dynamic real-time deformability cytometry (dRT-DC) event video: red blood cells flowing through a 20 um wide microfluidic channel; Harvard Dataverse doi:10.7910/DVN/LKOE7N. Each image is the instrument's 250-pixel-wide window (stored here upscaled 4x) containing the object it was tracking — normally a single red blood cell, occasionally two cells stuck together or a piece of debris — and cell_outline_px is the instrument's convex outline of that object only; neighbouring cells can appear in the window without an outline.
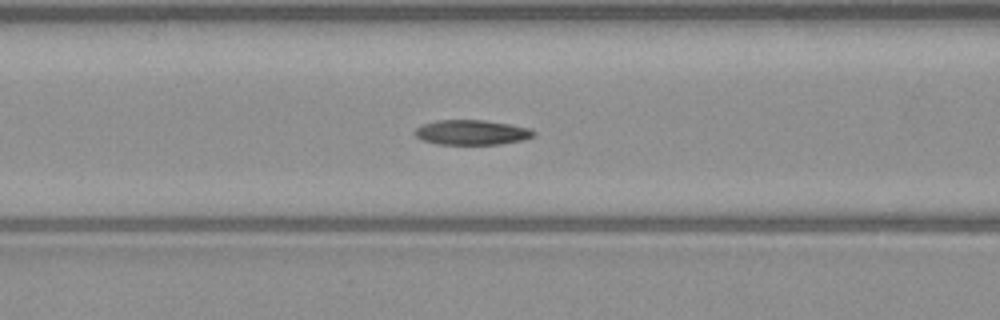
{"species": "common noctule bat (a hibernating species)", "species_latin": "Nyctalus noctula", "temperature_condition": "warm", "stored_images_in_passage": 51, "camera_frame_rate_fps": 3000, "um_per_image_px": 0.085, "animal": {"sex": "male", "body_mass_g": 23.1, "forearm_length_mm": 52.7}, "frame": {"image": 1, "passage_image": 20, "time_ms": 6.333, "image_size_px": [1000, 320], "cell_outline_px": [[536, 132], [532, 136], [524, 140], [500, 144], [440, 144], [420, 140], [416, 136], [416, 128], [420, 124], [436, 120], [484, 120], [532, 128]], "centroid_in_image_um": [40.09, 11.25], "position_along_channel_um": 126.5, "area_um2": 17.28}}
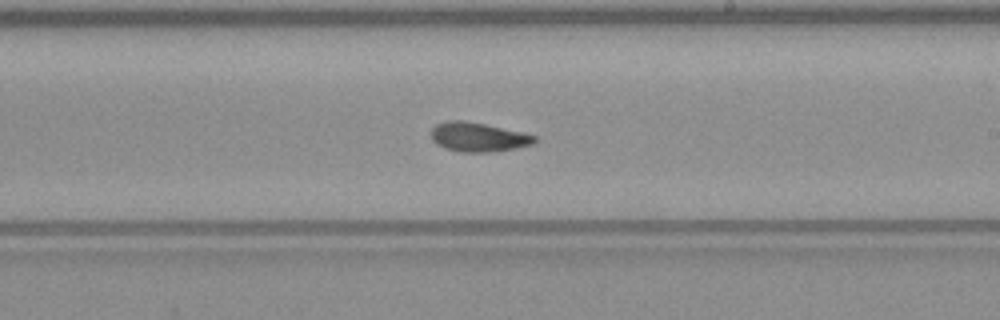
{"frame": {"image": 2, "passage_image": 29, "time_ms": 9.333, "image_size_px": [1000, 320], "cell_outline_px": [[536, 140], [532, 144], [516, 148], [488, 152], [460, 152], [436, 144], [432, 140], [432, 128], [436, 124], [448, 120], [464, 120], [524, 132], [536, 136]], "centroid_in_image_um": [40.65, 11.64], "position_along_channel_um": 248.4, "area_um2": 17.51}}
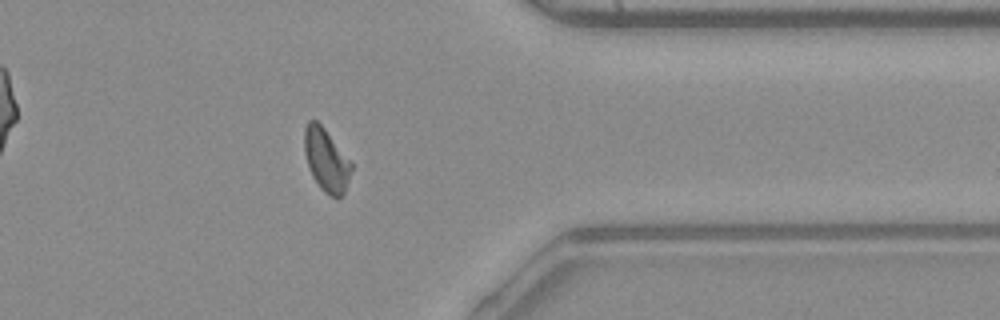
{"frame": {"image": 3, "passage_image": 40, "time_ms": 13.0, "image_size_px": [1000, 320], "cell_outline_px": [[352, 168], [344, 192], [336, 200], [324, 192], [320, 188], [312, 176], [304, 152], [304, 128], [308, 120], [316, 120], [324, 128], [352, 164]], "centroid_in_image_um": [27.7, 13.61], "position_along_channel_um": 383.7, "area_um2": 16.99}, "authors_computed_cell_mechanics": {"area_um2": 17.1666, "velocity_mm_per_s": 4.0714, "shape_relaxation_time_tau1_ms": 6.2859, "shape_relaxation_time_tau2_ms": 2.3399, "deformation_change_tau1": 0.1867, "deformation_change_tau2": 0.0884}}